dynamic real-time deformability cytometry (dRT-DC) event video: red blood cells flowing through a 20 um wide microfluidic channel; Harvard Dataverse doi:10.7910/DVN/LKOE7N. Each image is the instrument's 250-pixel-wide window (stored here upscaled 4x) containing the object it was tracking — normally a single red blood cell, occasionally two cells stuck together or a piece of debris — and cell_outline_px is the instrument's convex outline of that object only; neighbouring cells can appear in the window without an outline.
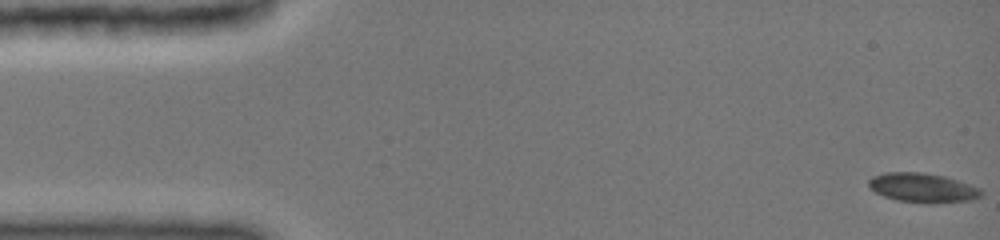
{"species": "common noctule bat (a hibernating species)", "species_latin": "Nyctalus noctula", "temperature_condition": "cold", "stored_images_in_passage": 34, "camera_frame_rate_fps": 3000, "um_per_image_px": 0.085, "animal": {"sex": "female", "body_mass_g": 19.0, "forearm_length_mm": 51.5}, "frame": {"image": 1, "passage_image": 1, "time_ms": 0.0, "image_size_px": [1000, 240], "cell_outline_px": [[984, 192], [980, 196], [972, 200], [896, 200], [884, 196], [868, 188], [868, 180], [872, 176], [884, 172], [924, 172], [944, 176], [980, 188]], "centroid_in_image_um": [78.35, 15.89], "position_along_channel_um": 6.7, "area_um2": 18.32}}
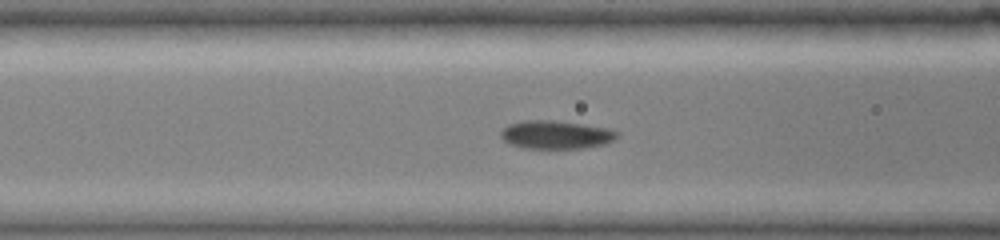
{"frame": {"image": 2, "passage_image": 19, "time_ms": 6.0, "image_size_px": [1000, 240], "cell_outline_px": [[620, 132], [612, 140], [604, 144], [584, 148], [524, 148], [508, 144], [500, 136], [500, 132], [508, 124], [528, 120], [552, 120], [608, 128]], "centroid_in_image_um": [47.22, 11.45], "position_along_channel_um": 119.4, "area_um2": 19.02}}
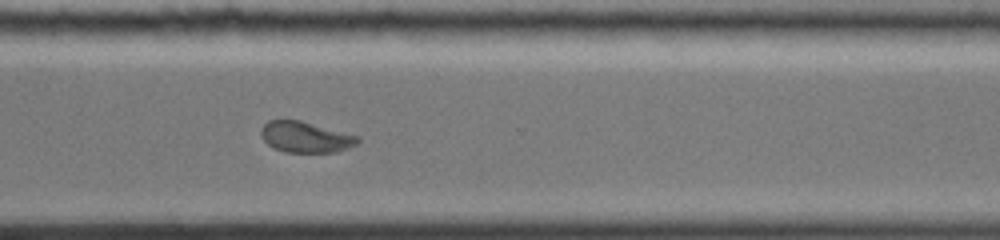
{"frame": {"image": 3, "passage_image": 34, "time_ms": 11.667, "image_size_px": [1000, 240], "cell_outline_px": [[360, 140], [356, 144], [348, 148], [336, 152], [284, 152], [268, 144], [260, 136], [260, 128], [268, 120], [300, 120], [360, 136]], "centroid_in_image_um": [25.97, 11.64], "position_along_channel_um": 344.6, "area_um2": 17.46}}